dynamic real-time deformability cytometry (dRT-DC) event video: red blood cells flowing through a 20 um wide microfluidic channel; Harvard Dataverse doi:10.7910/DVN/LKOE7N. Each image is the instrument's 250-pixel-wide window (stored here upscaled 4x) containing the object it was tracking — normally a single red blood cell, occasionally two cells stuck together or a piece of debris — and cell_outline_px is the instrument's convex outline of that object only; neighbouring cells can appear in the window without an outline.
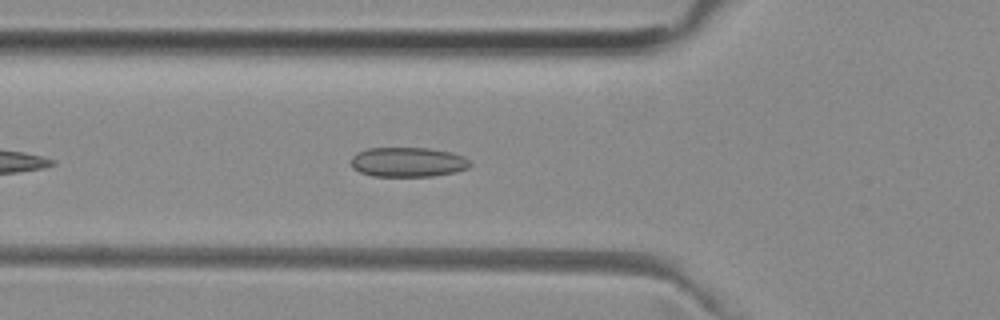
{"species": "common noctule bat (a hibernating species)", "species_latin": "Nyctalus noctula", "temperature_condition": "room temperature", "stored_images_in_passage": 40, "camera_frame_rate_fps": 3000, "um_per_image_px": 0.085, "animal": {"sex": "female", "body_mass_g": 29.2, "forearm_length_mm": 56.3}, "frame": {"image": 1, "passage_image": 6, "time_ms": 1.667, "image_size_px": [1000, 320], "cell_outline_px": [[472, 164], [468, 168], [456, 172], [432, 176], [372, 176], [360, 172], [352, 168], [348, 160], [356, 152], [368, 148], [428, 148], [452, 152], [464, 156]], "centroid_in_image_um": [34.64, 13.77], "position_along_channel_um": 91.2, "area_um2": 20.87}}
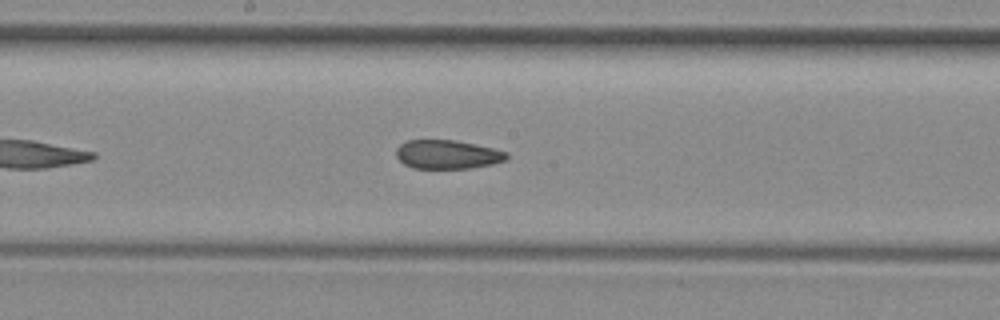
{"frame": {"image": 2, "passage_image": 15, "time_ms": 4.667, "image_size_px": [1000, 320], "cell_outline_px": [[508, 156], [504, 160], [492, 164], [472, 168], [412, 168], [404, 164], [396, 156], [396, 148], [400, 144], [408, 140], [456, 140], [492, 148], [508, 152]], "centroid_in_image_um": [38.01, 13.13], "position_along_channel_um": 210.2, "area_um2": 18.5}}
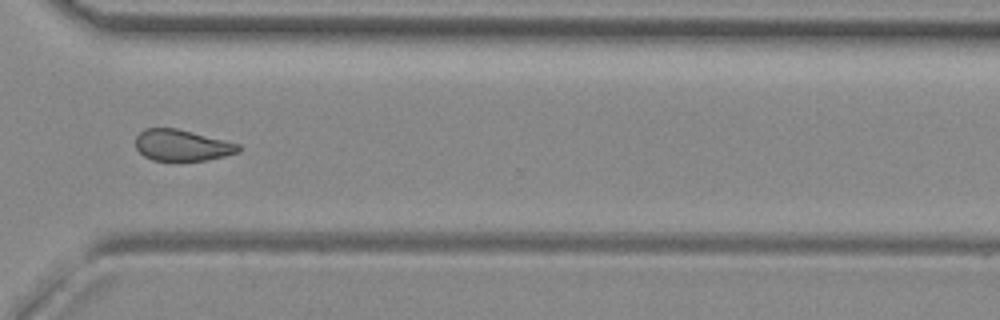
{"frame": {"image": 3, "passage_image": 26, "time_ms": 8.333, "image_size_px": [1000, 320], "cell_outline_px": [[240, 152], [208, 160], [152, 160], [144, 156], [136, 148], [136, 136], [144, 128], [176, 128], [240, 144]], "centroid_in_image_um": [15.46, 12.35], "position_along_channel_um": 355.1, "area_um2": 18.61}, "authors_computed_cell_mechanics": {"area_um2": 19.5942, "velocity_mm_per_s": 3.9602, "shape_relaxation_time_tau1_ms": null, "shape_relaxation_time_tau2_ms": 2.6585, "deformation_change_tau1": null, "deformation_change_tau2": 0.0779}}